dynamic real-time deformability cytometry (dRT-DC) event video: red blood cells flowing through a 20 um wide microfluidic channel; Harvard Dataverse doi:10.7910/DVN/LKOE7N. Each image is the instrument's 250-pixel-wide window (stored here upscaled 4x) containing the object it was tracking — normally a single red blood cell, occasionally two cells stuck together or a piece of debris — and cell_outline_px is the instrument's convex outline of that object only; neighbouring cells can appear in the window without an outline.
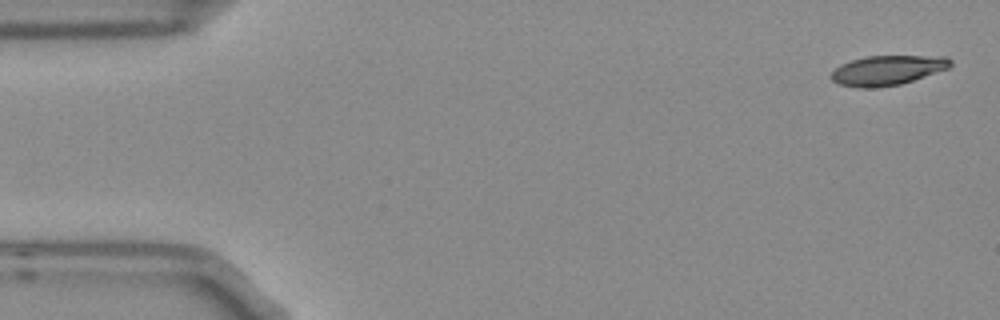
{"species": "Egyptian fruit bat (a non-hibernating species)", "species_latin": "Rousettus aegyptiacus", "temperature_condition": "room temperature", "stored_images_in_passage": 5, "camera_frame_rate_fps": 3000, "um_per_image_px": 0.085, "frame": {"image": 1, "passage_image": 1, "time_ms": 0.0, "image_size_px": [1000, 320], "cell_outline_px": [[952, 64], [948, 68], [900, 84], [876, 88], [860, 88], [840, 84], [832, 80], [828, 76], [840, 64], [852, 60], [868, 56], [948, 56], [952, 60]], "centroid_in_image_um": [75.41, 5.97], "position_along_channel_um": 9.6, "area_um2": 20.58}}